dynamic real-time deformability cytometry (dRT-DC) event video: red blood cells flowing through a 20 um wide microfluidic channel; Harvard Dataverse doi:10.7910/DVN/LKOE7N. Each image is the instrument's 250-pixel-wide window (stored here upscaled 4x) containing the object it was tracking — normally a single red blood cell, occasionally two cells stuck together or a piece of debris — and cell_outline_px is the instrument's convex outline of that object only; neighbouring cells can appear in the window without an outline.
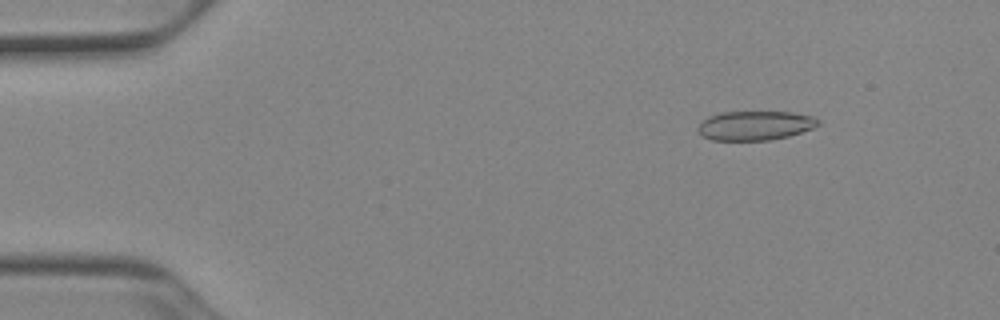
{"species": "Egyptian fruit bat (a non-hibernating species)", "species_latin": "Rousettus aegyptiacus", "temperature_condition": "cold", "stored_images_in_passage": 52, "camera_frame_rate_fps": 3000, "um_per_image_px": 0.085, "animal": {"sex": "female"}, "frame": {"image": 1, "passage_image": 7, "time_ms": 2.0, "image_size_px": [1000, 320], "cell_outline_px": [[820, 124], [812, 128], [788, 136], [772, 140], [712, 140], [704, 136], [696, 128], [708, 116], [720, 112], [792, 112], [812, 116], [820, 120]], "centroid_in_image_um": [64.19, 10.66], "position_along_channel_um": 20.8, "area_um2": 20.4}}
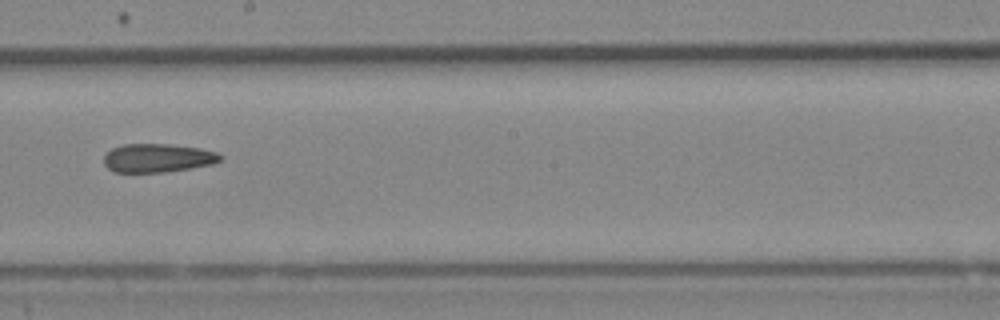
{"frame": {"image": 2, "passage_image": 30, "time_ms": 9.667, "image_size_px": [1000, 320], "cell_outline_px": [[224, 156], [220, 160], [212, 164], [164, 172], [112, 172], [104, 164], [104, 156], [112, 148], [124, 144], [168, 144], [200, 148], [216, 152]], "centroid_in_image_um": [13.39, 13.43], "position_along_channel_um": 234.8, "area_um2": 19.31}}
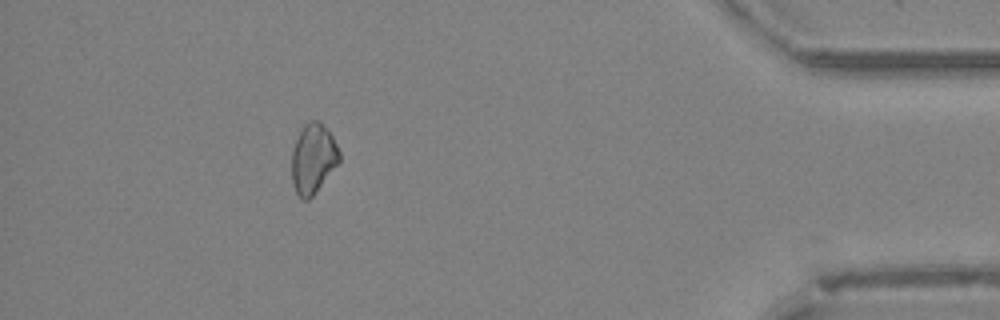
{"frame": {"image": 3, "passage_image": 47, "time_ms": 15.333, "image_size_px": [1000, 320], "cell_outline_px": [[340, 164], [312, 196], [308, 200], [304, 200], [296, 192], [292, 180], [292, 148], [300, 128], [308, 120], [320, 120], [332, 136], [340, 152]], "centroid_in_image_um": [26.63, 13.45], "position_along_channel_um": 408.6, "area_um2": 19.65}}